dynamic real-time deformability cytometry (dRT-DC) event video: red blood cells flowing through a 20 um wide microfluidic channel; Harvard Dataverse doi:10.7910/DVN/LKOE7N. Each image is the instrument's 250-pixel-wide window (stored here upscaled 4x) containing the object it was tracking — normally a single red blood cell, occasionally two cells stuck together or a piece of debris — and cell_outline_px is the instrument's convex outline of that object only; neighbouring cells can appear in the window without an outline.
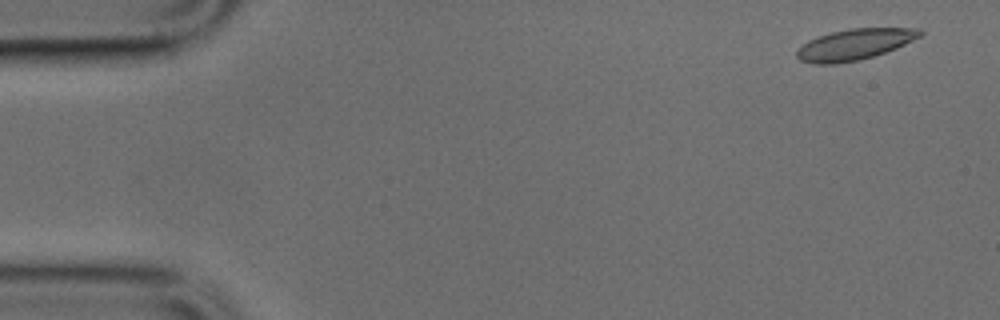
{"species": "common noctule bat (a hibernating species)", "species_latin": "Nyctalus noctula", "temperature_condition": "cold", "stored_images_in_passage": 47, "camera_frame_rate_fps": 3000, "um_per_image_px": 0.085, "animal": {"sex": "male", "body_mass_g": 17.9, "forearm_length_mm": 54.2}, "frame": {"image": 1, "passage_image": 1, "time_ms": 0.0, "image_size_px": [1000, 320], "cell_outline_px": [[924, 32], [920, 36], [896, 48], [872, 56], [856, 60], [836, 64], [816, 64], [800, 60], [796, 56], [796, 52], [808, 40], [832, 32], [852, 28], [920, 28]], "centroid_in_image_um": [72.64, 3.77], "position_along_channel_um": 12.4, "area_um2": 21.85}}
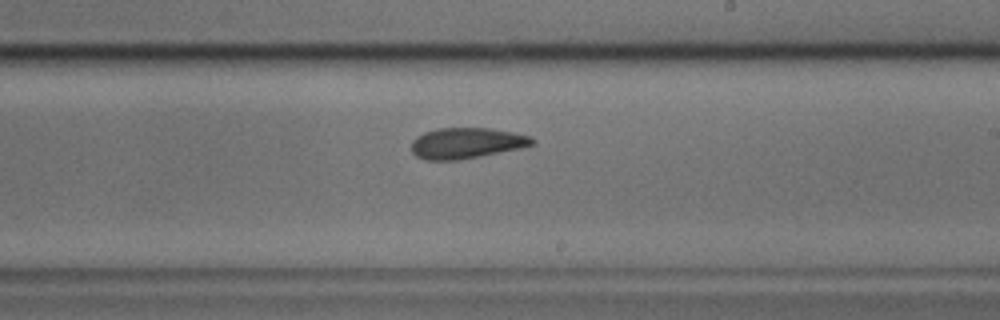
{"frame": {"image": 2, "passage_image": 27, "time_ms": 8.667, "image_size_px": [1000, 320], "cell_outline_px": [[536, 144], [520, 148], [460, 160], [424, 160], [416, 156], [412, 152], [412, 140], [416, 136], [424, 132], [436, 128], [492, 128], [532, 136], [536, 140]], "centroid_in_image_um": [39.66, 12.16], "position_along_channel_um": 249.3, "area_um2": 21.91}}
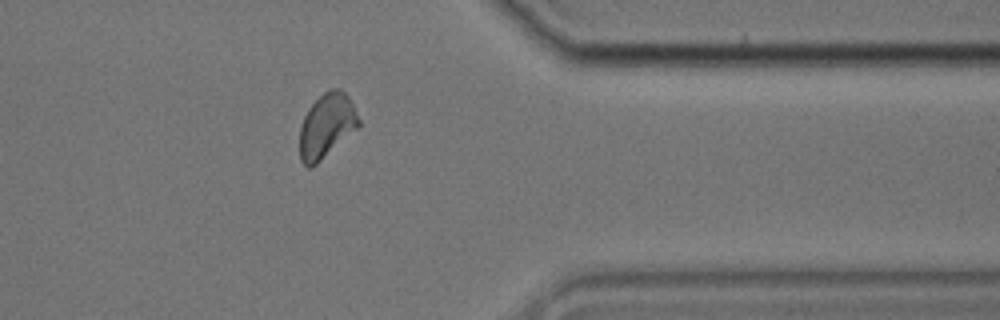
{"frame": {"image": 3, "passage_image": 38, "time_ms": 12.333, "image_size_px": [1000, 320], "cell_outline_px": [[360, 124], [356, 128], [312, 168], [308, 168], [300, 160], [300, 128], [304, 116], [308, 108], [328, 88], [340, 88], [348, 96], [360, 120]], "centroid_in_image_um": [27.74, 10.67], "position_along_channel_um": 383.7, "area_um2": 21.79}}